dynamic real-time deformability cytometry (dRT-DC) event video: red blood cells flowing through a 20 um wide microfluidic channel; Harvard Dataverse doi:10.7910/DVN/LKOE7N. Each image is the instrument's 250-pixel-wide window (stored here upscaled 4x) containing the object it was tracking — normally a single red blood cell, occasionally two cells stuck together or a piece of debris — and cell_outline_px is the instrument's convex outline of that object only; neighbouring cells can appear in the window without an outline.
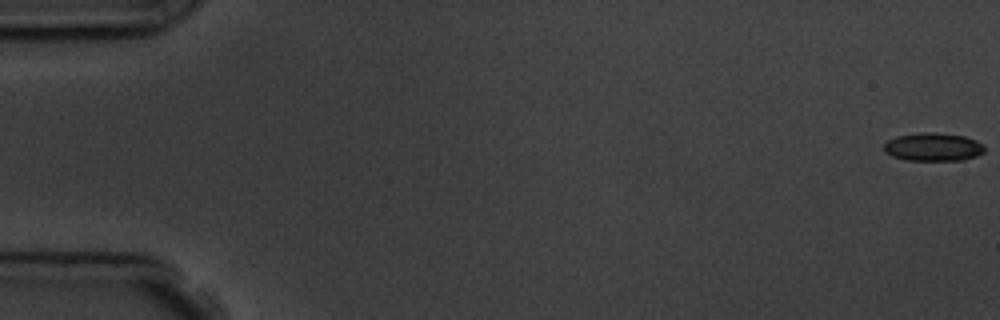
{"species": "common noctule bat (a hibernating species)", "species_latin": "Nyctalus noctula", "temperature_condition": "room temperature", "stored_images_in_passage": 6, "camera_frame_rate_fps": 3000, "um_per_image_px": 0.085, "animal": {"sex": "male", "body_mass_g": 19.5, "forearm_length_mm": 54.6}, "frame": {"image": 1, "passage_image": 1, "time_ms": 0.0, "image_size_px": [1000, 320], "cell_outline_px": [[984, 152], [976, 156], [964, 160], [904, 160], [892, 156], [884, 152], [884, 144], [888, 140], [896, 136], [920, 132], [932, 132], [964, 136], [976, 140], [984, 144]], "centroid_in_image_um": [79.31, 12.49], "position_along_channel_um": 5.7, "area_um2": 16.65}}
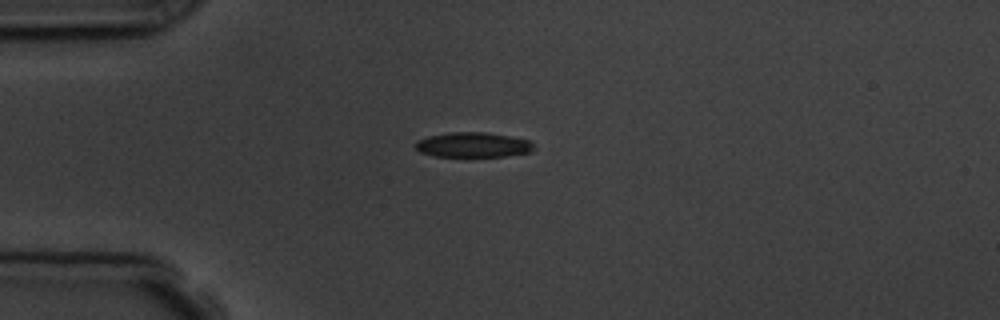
{"frame": {"image": 2, "passage_image": 5, "time_ms": 4.667, "image_size_px": [1000, 320], "cell_outline_px": [[536, 148], [528, 152], [504, 156], [432, 156], [420, 152], [416, 148], [416, 140], [428, 136], [448, 132], [484, 132], [532, 140]], "centroid_in_image_um": [40.21, 12.3], "position_along_channel_um": 44.8, "area_um2": 17.22}}